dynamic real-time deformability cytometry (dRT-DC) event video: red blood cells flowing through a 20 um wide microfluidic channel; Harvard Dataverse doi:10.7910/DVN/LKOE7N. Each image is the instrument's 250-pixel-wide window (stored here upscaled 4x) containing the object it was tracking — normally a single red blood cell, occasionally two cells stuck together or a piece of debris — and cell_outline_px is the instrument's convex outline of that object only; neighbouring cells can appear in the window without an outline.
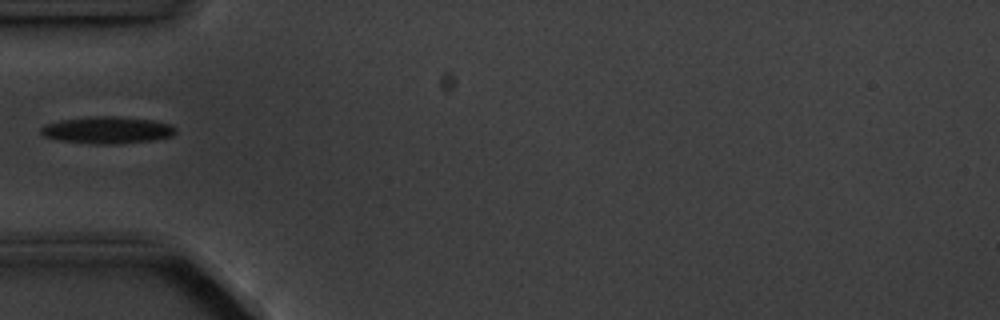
{"species": "common noctule bat (a hibernating species)", "species_latin": "Nyctalus noctula", "temperature_condition": "cold", "stored_images_in_passage": 3, "camera_frame_rate_fps": 3000, "um_per_image_px": 0.085, "animal": {"sex": "male", "body_mass_g": 20.1, "forearm_length_mm": 53.5}, "frame": {"image": 1, "passage_image": 3, "time_ms": 2.0, "image_size_px": [1000, 320], "cell_outline_px": [[176, 132], [172, 136], [152, 140], [120, 144], [92, 144], [56, 140], [44, 136], [40, 132], [40, 128], [44, 124], [60, 120], [92, 116], [116, 116], [152, 120], [172, 124], [176, 128]], "centroid_in_image_um": [9.1, 11.06], "position_along_channel_um": 75.9, "area_um2": 21.44}}